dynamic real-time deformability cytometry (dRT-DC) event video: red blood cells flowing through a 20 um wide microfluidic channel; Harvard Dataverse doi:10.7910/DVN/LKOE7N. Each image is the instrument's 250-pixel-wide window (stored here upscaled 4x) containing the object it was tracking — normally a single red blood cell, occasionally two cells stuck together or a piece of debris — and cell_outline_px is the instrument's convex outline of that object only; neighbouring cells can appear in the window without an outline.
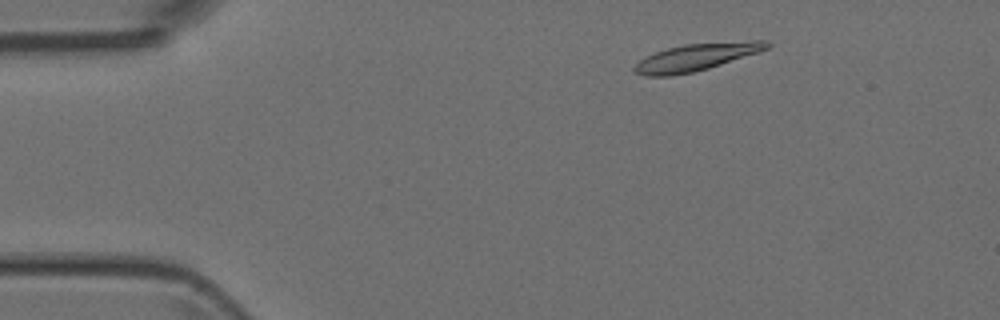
{"species": "Egyptian fruit bat (a non-hibernating species)", "species_latin": "Rousettus aegyptiacus", "temperature_condition": "room temperature", "stored_images_in_passage": 48, "camera_frame_rate_fps": 3000, "um_per_image_px": 0.085, "animal": {"sex": "female"}, "frame": {"image": 1, "passage_image": 5, "time_ms": 1.333, "image_size_px": [1000, 320], "cell_outline_px": [[772, 44], [768, 48], [760, 52], [708, 68], [692, 72], [672, 76], [644, 76], [636, 72], [632, 68], [640, 60], [656, 52], [668, 48], [684, 44], [752, 40], [768, 40]], "centroid_in_image_um": [59.23, 4.85], "position_along_channel_um": 25.8, "area_um2": 20.92}}
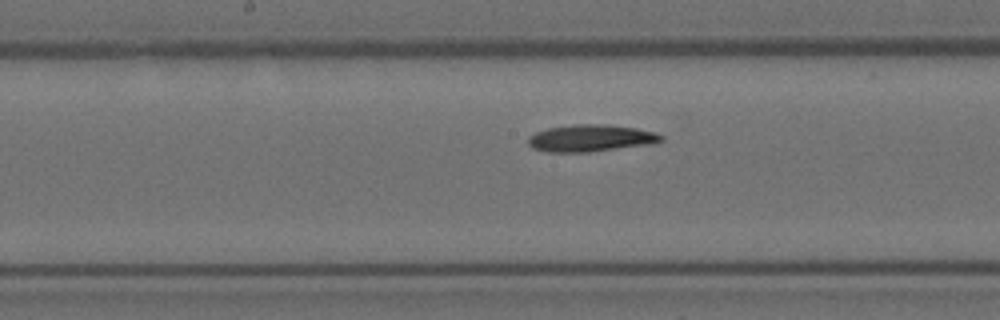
{"frame": {"image": 2, "passage_image": 23, "time_ms": 7.333, "image_size_px": [1000, 320], "cell_outline_px": [[664, 140], [656, 144], [588, 152], [548, 152], [532, 148], [528, 144], [528, 136], [536, 132], [548, 128], [572, 124], [608, 124], [636, 128], [656, 132], [664, 136]], "centroid_in_image_um": [50.26, 11.74], "position_along_channel_um": 197.9, "area_um2": 21.27}}
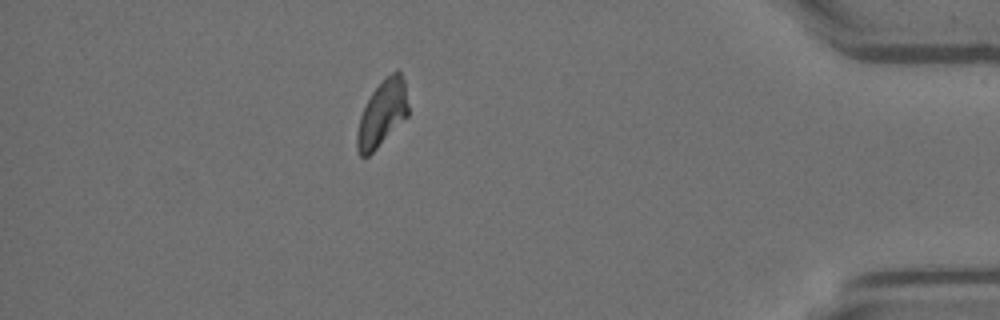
{"frame": {"image": 3, "passage_image": 42, "time_ms": 13.667, "image_size_px": [1000, 320], "cell_outline_px": [[408, 116], [368, 156], [360, 156], [356, 148], [356, 136], [360, 116], [372, 92], [396, 68], [400, 72], [404, 80], [408, 104]], "centroid_in_image_um": [32.49, 9.65], "position_along_channel_um": 402.7, "area_um2": 19.31}}